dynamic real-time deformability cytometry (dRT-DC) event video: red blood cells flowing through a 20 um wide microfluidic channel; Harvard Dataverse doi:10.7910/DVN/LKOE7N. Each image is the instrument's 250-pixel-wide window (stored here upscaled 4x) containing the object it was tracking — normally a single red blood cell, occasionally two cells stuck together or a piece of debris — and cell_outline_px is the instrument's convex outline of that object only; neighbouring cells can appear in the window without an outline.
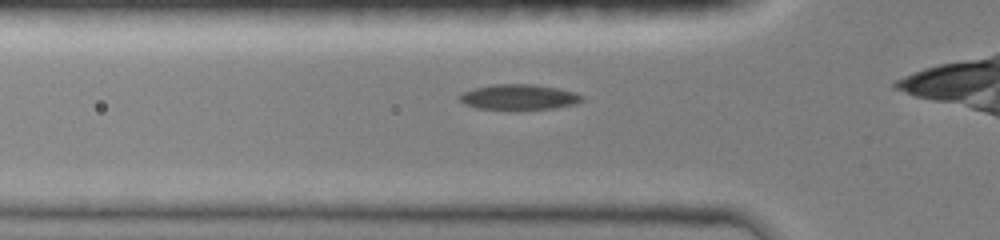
{"species": "common noctule bat (a hibernating species)", "species_latin": "Nyctalus noctula", "temperature_condition": "room temperature", "stored_images_in_passage": 28, "camera_frame_rate_fps": 3000, "um_per_image_px": 0.085, "animal": {"sex": "female", "body_mass_g": 19.0, "forearm_length_mm": 51.5}, "frame": {"image": 1, "passage_image": 5, "time_ms": 1.333, "image_size_px": [1000, 240], "cell_outline_px": [[584, 100], [576, 104], [552, 108], [516, 112], [508, 112], [476, 108], [464, 104], [456, 96], [464, 92], [476, 88], [492, 84], [532, 84], [556, 88], [572, 92], [584, 96]], "centroid_in_image_um": [44.06, 8.3], "position_along_channel_um": 81.7, "area_um2": 18.84}}
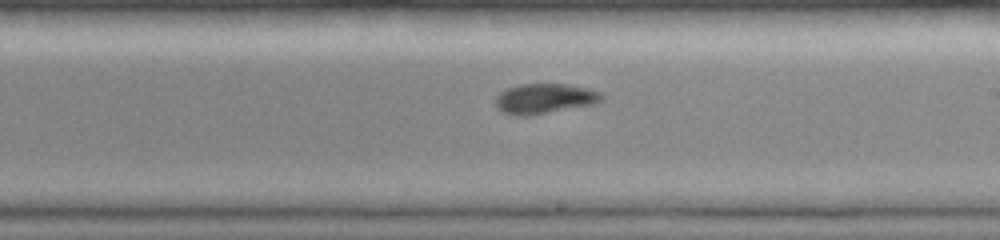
{"frame": {"image": 2, "passage_image": 17, "time_ms": 5.333, "image_size_px": [1000, 240], "cell_outline_px": [[604, 100], [592, 104], [528, 116], [516, 116], [504, 112], [496, 108], [496, 96], [500, 92], [508, 88], [520, 84], [564, 84], [588, 88], [600, 92], [604, 96]], "centroid_in_image_um": [46.28, 8.38], "position_along_channel_um": 242.7, "area_um2": 18.5}}
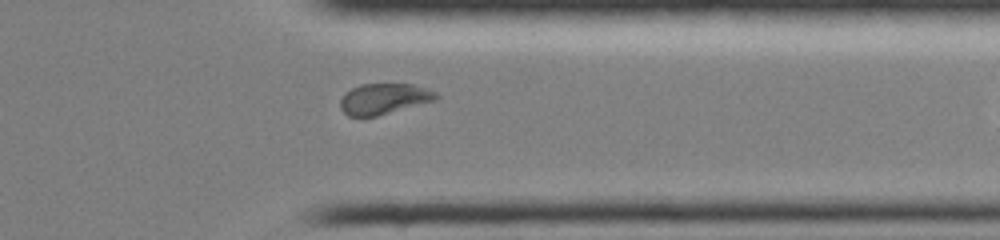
{"frame": {"image": 3, "passage_image": 27, "time_ms": 8.667, "image_size_px": [1000, 240], "cell_outline_px": [[440, 96], [436, 100], [376, 116], [348, 116], [340, 108], [340, 100], [352, 88], [360, 84], [412, 84], [436, 92]], "centroid_in_image_um": [32.64, 8.4], "position_along_channel_um": 378.8, "area_um2": 16.94}}